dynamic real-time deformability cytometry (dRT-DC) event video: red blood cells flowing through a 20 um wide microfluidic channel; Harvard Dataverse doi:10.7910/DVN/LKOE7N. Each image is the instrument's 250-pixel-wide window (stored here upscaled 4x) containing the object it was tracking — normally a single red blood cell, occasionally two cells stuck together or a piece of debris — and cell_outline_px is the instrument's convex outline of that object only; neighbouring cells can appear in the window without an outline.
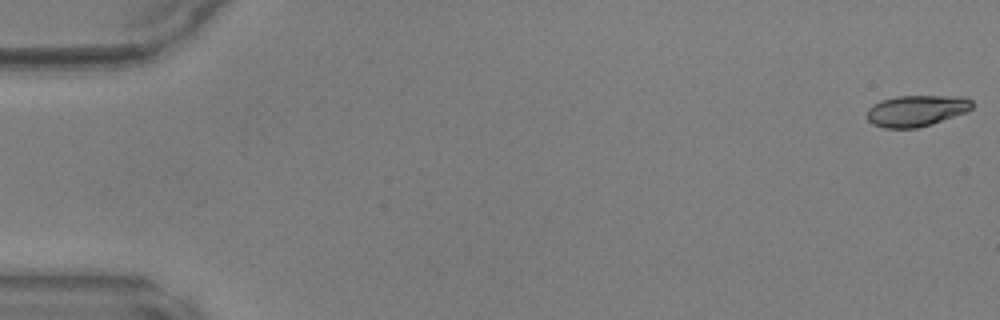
{"species": "common noctule bat (a hibernating species)", "species_latin": "Nyctalus noctula", "temperature_condition": "warm", "stored_images_in_passage": 48, "camera_frame_rate_fps": 3000, "um_per_image_px": 0.085, "animal": {"sex": "male", "body_mass_g": 17.9, "forearm_length_mm": 54.2}, "frame": {"image": 1, "passage_image": 1, "time_ms": 0.0, "image_size_px": [1000, 320], "cell_outline_px": [[972, 108], [964, 112], [932, 124], [916, 128], [884, 128], [872, 124], [868, 120], [868, 108], [872, 104], [880, 100], [896, 96], [964, 96], [972, 100]], "centroid_in_image_um": [77.87, 9.4], "position_along_channel_um": 7.1, "area_um2": 19.13}}
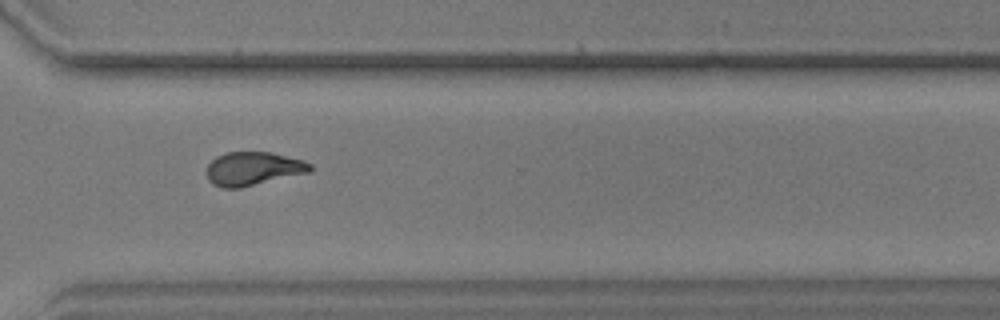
{"frame": {"image": 2, "passage_image": 36, "time_ms": 11.667, "image_size_px": [1000, 320], "cell_outline_px": [[312, 172], [240, 188], [224, 188], [212, 184], [208, 180], [204, 172], [208, 164], [216, 156], [228, 152], [272, 152], [304, 160], [312, 164]], "centroid_in_image_um": [21.52, 14.34], "position_along_channel_um": 349.1, "area_um2": 20.63}}
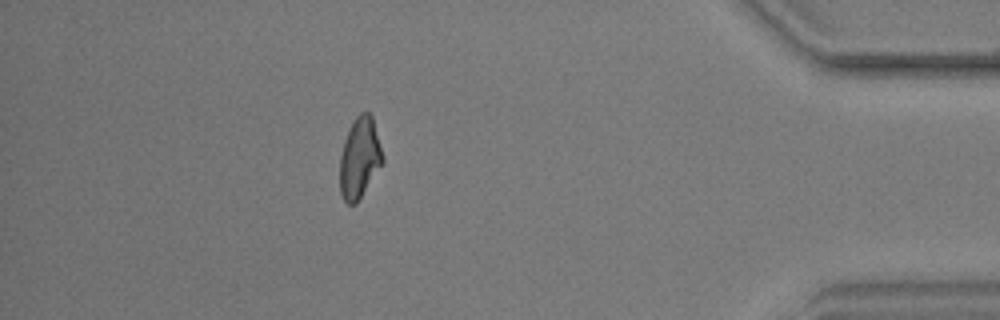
{"frame": {"image": 3, "passage_image": 43, "time_ms": 14.0, "image_size_px": [1000, 320], "cell_outline_px": [[384, 160], [356, 204], [348, 204], [344, 200], [340, 192], [340, 156], [344, 140], [356, 116], [360, 112], [368, 112], [372, 116], [384, 156]], "centroid_in_image_um": [30.56, 13.42], "position_along_channel_um": 404.6, "area_um2": 19.88}}